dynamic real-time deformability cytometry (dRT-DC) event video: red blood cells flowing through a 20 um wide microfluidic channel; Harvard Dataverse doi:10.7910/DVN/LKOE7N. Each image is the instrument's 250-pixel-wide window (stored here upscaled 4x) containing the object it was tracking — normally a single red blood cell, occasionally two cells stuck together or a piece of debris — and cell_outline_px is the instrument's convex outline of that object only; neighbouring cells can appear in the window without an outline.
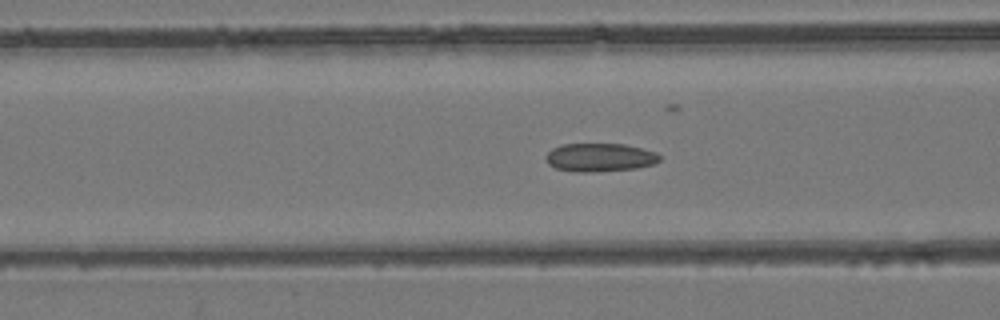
{"species": "common noctule bat (a hibernating species)", "species_latin": "Nyctalus noctula", "temperature_condition": "room temperature", "stored_images_in_passage": 54, "camera_frame_rate_fps": 3000, "um_per_image_px": 0.085, "animal": {"sex": "female", "body_mass_g": 24.6, "forearm_length_mm": 56.2}, "frame": {"image": 1, "passage_image": 22, "time_ms": 7.0, "image_size_px": [1000, 320], "cell_outline_px": [[660, 160], [656, 164], [636, 168], [588, 172], [576, 172], [556, 168], [548, 164], [544, 156], [552, 148], [560, 144], [624, 144], [656, 152], [660, 156]], "centroid_in_image_um": [50.97, 13.38], "position_along_channel_um": 115.6, "area_um2": 18.84}}
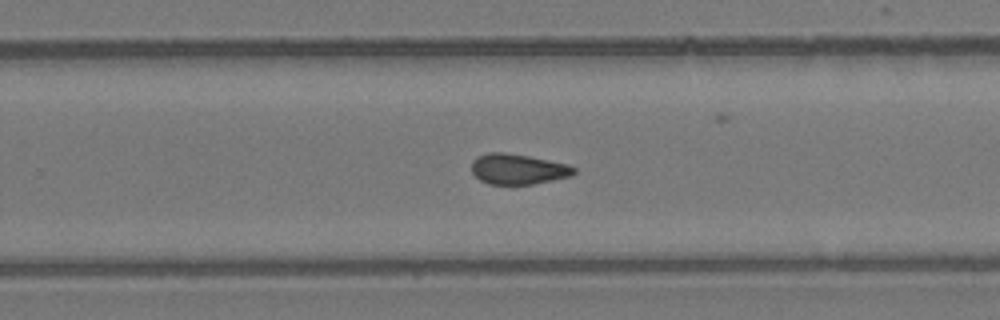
{"frame": {"image": 2, "passage_image": 35, "time_ms": 11.333, "image_size_px": [1000, 320], "cell_outline_px": [[576, 172], [572, 176], [532, 184], [488, 184], [480, 180], [472, 172], [472, 160], [476, 156], [488, 152], [504, 152], [528, 156], [568, 164], [576, 168]], "centroid_in_image_um": [44.02, 14.37], "position_along_channel_um": 285.8, "area_um2": 18.21}}
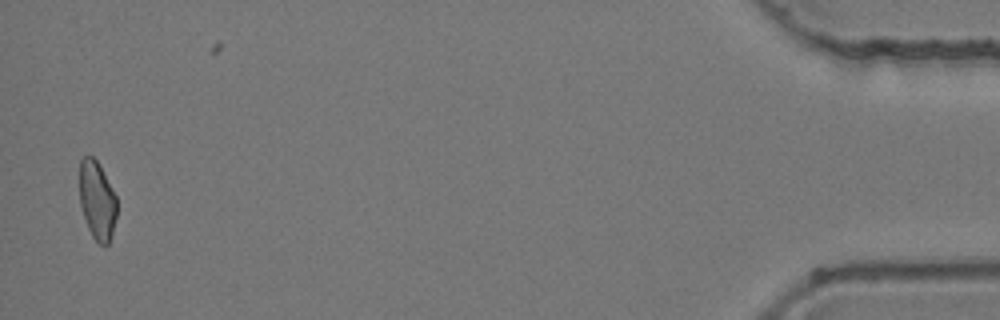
{"frame": {"image": 3, "passage_image": 53, "time_ms": 17.333, "image_size_px": [1000, 320], "cell_outline_px": [[116, 216], [112, 232], [108, 244], [100, 244], [92, 236], [88, 228], [80, 204], [80, 160], [84, 156], [92, 156], [96, 160], [112, 188], [116, 196]], "centroid_in_image_um": [8.24, 17.02], "position_along_channel_um": 427.0, "area_um2": 16.7}, "authors_computed_cell_mechanics": {"area_um2": 18.6694, "velocity_mm_per_s": 3.9333, "shape_relaxation_time_tau1_ms": null, "shape_relaxation_time_tau2_ms": 3.4539, "deformation_change_tau1": null, "deformation_change_tau2": 0.0877}}